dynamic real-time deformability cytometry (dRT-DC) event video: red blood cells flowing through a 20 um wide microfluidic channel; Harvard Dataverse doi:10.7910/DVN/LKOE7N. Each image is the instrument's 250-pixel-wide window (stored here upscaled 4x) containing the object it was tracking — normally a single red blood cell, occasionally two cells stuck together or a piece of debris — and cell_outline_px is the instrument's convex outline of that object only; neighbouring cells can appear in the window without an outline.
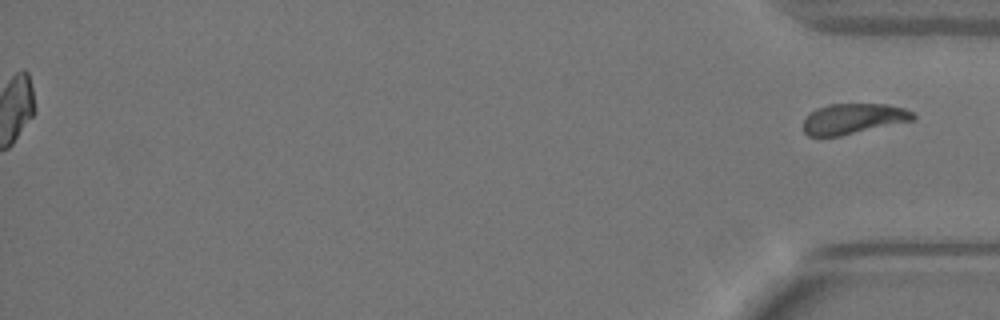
{"species": "Egyptian fruit bat (a non-hibernating species)", "species_latin": "Rousettus aegyptiacus", "temperature_condition": "warm", "stored_images_in_passage": 53, "segment_of_instrument_passage": [2, 2], "camera_frame_rate_fps": 3000, "um_per_image_px": 0.085, "animal": {"sex": "female"}, "frame": {"image": 1, "passage_image": 53, "time_ms": 17.333, "image_size_px": [1000, 320], "cell_outline_px": [[916, 116], [912, 120], [840, 136], [808, 136], [804, 132], [804, 120], [816, 108], [828, 104], [884, 104], [904, 108], [912, 112]], "centroid_in_image_um": [72.51, 10.09], "position_along_channel_um": 362.7, "area_um2": 19.19}}